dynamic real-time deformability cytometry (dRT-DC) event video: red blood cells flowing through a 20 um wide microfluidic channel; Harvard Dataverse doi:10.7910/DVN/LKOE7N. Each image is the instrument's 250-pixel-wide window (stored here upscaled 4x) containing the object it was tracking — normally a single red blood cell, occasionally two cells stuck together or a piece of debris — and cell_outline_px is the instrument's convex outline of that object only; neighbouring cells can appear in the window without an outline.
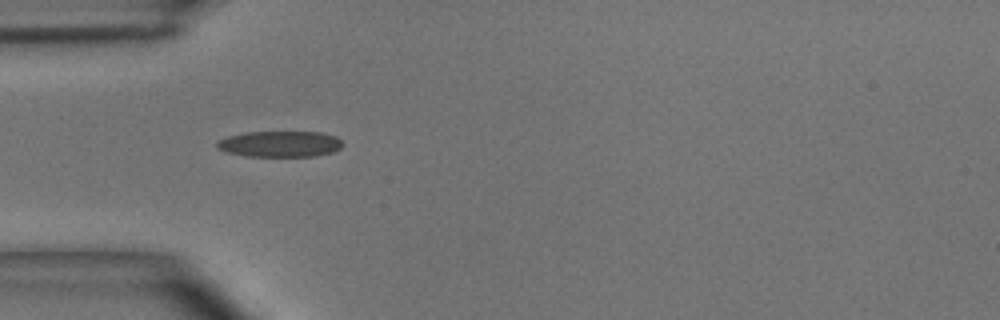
{"species": "common noctule bat (a hibernating species)", "species_latin": "Nyctalus noctula", "temperature_condition": "room temperature", "stored_images_in_passage": 36, "camera_frame_rate_fps": 3000, "um_per_image_px": 0.085, "animal": {"sex": "male", "body_mass_g": 15.6}, "frame": {"image": 1, "passage_image": 1, "time_ms": 0.0, "image_size_px": [1000, 320], "cell_outline_px": [[344, 144], [340, 148], [332, 152], [316, 156], [244, 156], [228, 152], [216, 148], [216, 144], [220, 140], [228, 136], [244, 132], [320, 132], [336, 136]], "centroid_in_image_um": [23.81, 12.24], "position_along_channel_um": 61.2, "area_um2": 19.02}}
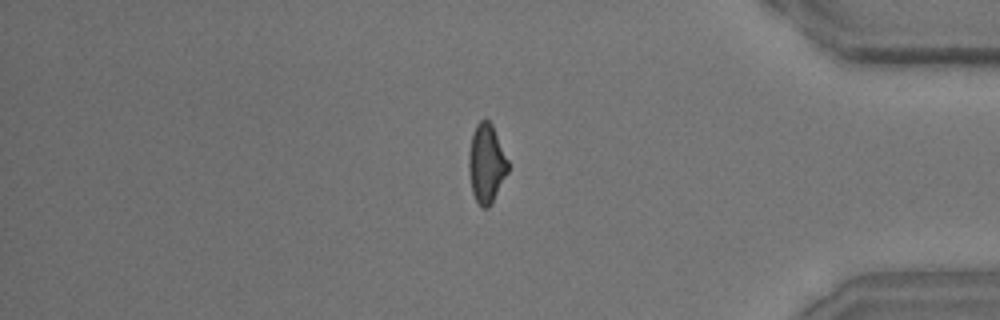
{"frame": {"image": 2, "passage_image": 28, "time_ms": 9.0, "image_size_px": [1000, 320], "cell_outline_px": [[508, 172], [492, 204], [488, 208], [480, 208], [472, 192], [468, 172], [468, 156], [472, 132], [476, 124], [480, 120], [488, 120], [492, 124], [508, 160]], "centroid_in_image_um": [41.33, 13.92], "position_along_channel_um": 393.9, "area_um2": 18.26}}
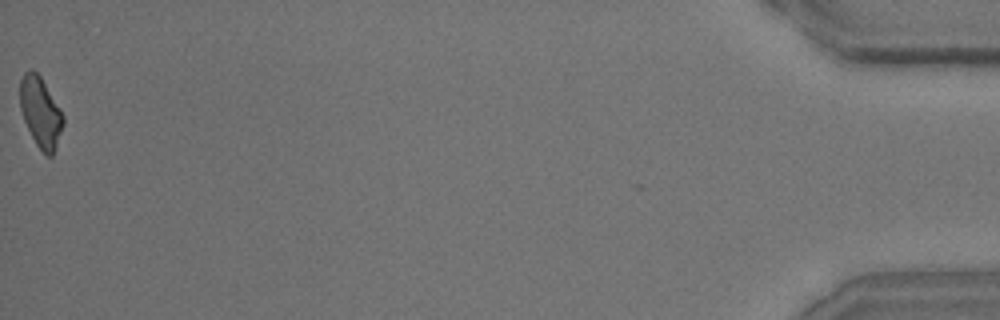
{"frame": {"image": 3, "passage_image": 36, "time_ms": 11.667, "image_size_px": [1000, 320], "cell_outline_px": [[64, 124], [56, 148], [52, 156], [48, 156], [36, 144], [24, 120], [20, 108], [20, 80], [24, 72], [32, 68], [40, 76], [60, 108], [64, 116]], "centroid_in_image_um": [3.45, 9.52], "position_along_channel_um": 431.7, "area_um2": 17.57}, "authors_computed_cell_mechanics": {"area_um2": 18.6405, "velocity_mm_per_s": 4.0095, "shape_relaxation_time_tau1_ms": 5.2506, "shape_relaxation_time_tau2_ms": 1.9466, "deformation_change_tau1": 0.1661, "deformation_change_tau2": 0.0986}}